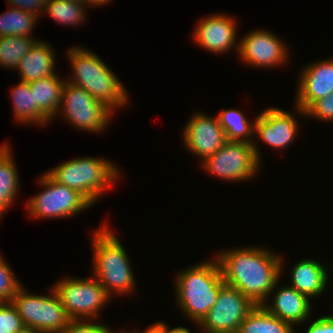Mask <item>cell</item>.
I'll use <instances>...</instances> for the list:
<instances>
[{"instance_id":"f1b7e54d","label":"cell","mask_w":333,"mask_h":333,"mask_svg":"<svg viewBox=\"0 0 333 333\" xmlns=\"http://www.w3.org/2000/svg\"><path fill=\"white\" fill-rule=\"evenodd\" d=\"M23 321L11 302L0 303V333H22Z\"/></svg>"},{"instance_id":"44dd1931","label":"cell","mask_w":333,"mask_h":333,"mask_svg":"<svg viewBox=\"0 0 333 333\" xmlns=\"http://www.w3.org/2000/svg\"><path fill=\"white\" fill-rule=\"evenodd\" d=\"M9 144L0 145V218L17 198L20 188L17 165Z\"/></svg>"},{"instance_id":"7a4b0ae2","label":"cell","mask_w":333,"mask_h":333,"mask_svg":"<svg viewBox=\"0 0 333 333\" xmlns=\"http://www.w3.org/2000/svg\"><path fill=\"white\" fill-rule=\"evenodd\" d=\"M67 52L73 72L68 82L82 87L112 111L128 104L126 88L97 54L80 47H72Z\"/></svg>"},{"instance_id":"7c38bea8","label":"cell","mask_w":333,"mask_h":333,"mask_svg":"<svg viewBox=\"0 0 333 333\" xmlns=\"http://www.w3.org/2000/svg\"><path fill=\"white\" fill-rule=\"evenodd\" d=\"M288 46L267 30L251 31L239 41L238 54L241 61L258 68L283 65L288 60Z\"/></svg>"},{"instance_id":"ffe728a7","label":"cell","mask_w":333,"mask_h":333,"mask_svg":"<svg viewBox=\"0 0 333 333\" xmlns=\"http://www.w3.org/2000/svg\"><path fill=\"white\" fill-rule=\"evenodd\" d=\"M291 284L299 293L305 294L310 299L323 294L328 285L329 274L324 265L314 259H304L291 268Z\"/></svg>"},{"instance_id":"603a6c76","label":"cell","mask_w":333,"mask_h":333,"mask_svg":"<svg viewBox=\"0 0 333 333\" xmlns=\"http://www.w3.org/2000/svg\"><path fill=\"white\" fill-rule=\"evenodd\" d=\"M217 118L223 128L227 141L246 142L253 144L254 121L250 122L242 112L237 109L222 110ZM252 137V138H251Z\"/></svg>"},{"instance_id":"52a82bcc","label":"cell","mask_w":333,"mask_h":333,"mask_svg":"<svg viewBox=\"0 0 333 333\" xmlns=\"http://www.w3.org/2000/svg\"><path fill=\"white\" fill-rule=\"evenodd\" d=\"M261 155L257 144L226 141L212 156L202 161L207 173L232 182L254 178L261 167Z\"/></svg>"},{"instance_id":"1f68e13d","label":"cell","mask_w":333,"mask_h":333,"mask_svg":"<svg viewBox=\"0 0 333 333\" xmlns=\"http://www.w3.org/2000/svg\"><path fill=\"white\" fill-rule=\"evenodd\" d=\"M6 2L11 7L31 12L39 17L44 11L47 0H6Z\"/></svg>"},{"instance_id":"7402d4cb","label":"cell","mask_w":333,"mask_h":333,"mask_svg":"<svg viewBox=\"0 0 333 333\" xmlns=\"http://www.w3.org/2000/svg\"><path fill=\"white\" fill-rule=\"evenodd\" d=\"M237 333H296L291 323L256 305L241 322Z\"/></svg>"},{"instance_id":"d6986e66","label":"cell","mask_w":333,"mask_h":333,"mask_svg":"<svg viewBox=\"0 0 333 333\" xmlns=\"http://www.w3.org/2000/svg\"><path fill=\"white\" fill-rule=\"evenodd\" d=\"M46 41L37 40L30 51L20 60L16 71H19L20 80L32 82L41 78L54 76L55 73V54L52 47Z\"/></svg>"},{"instance_id":"83f0119b","label":"cell","mask_w":333,"mask_h":333,"mask_svg":"<svg viewBox=\"0 0 333 333\" xmlns=\"http://www.w3.org/2000/svg\"><path fill=\"white\" fill-rule=\"evenodd\" d=\"M3 259V256L0 255V303H7L11 301L22 285L6 260Z\"/></svg>"},{"instance_id":"8fae6325","label":"cell","mask_w":333,"mask_h":333,"mask_svg":"<svg viewBox=\"0 0 333 333\" xmlns=\"http://www.w3.org/2000/svg\"><path fill=\"white\" fill-rule=\"evenodd\" d=\"M255 306L239 290L225 283L214 306L195 326L204 333H237L241 322Z\"/></svg>"},{"instance_id":"30bf717a","label":"cell","mask_w":333,"mask_h":333,"mask_svg":"<svg viewBox=\"0 0 333 333\" xmlns=\"http://www.w3.org/2000/svg\"><path fill=\"white\" fill-rule=\"evenodd\" d=\"M59 111L73 127L97 134L107 129L114 112L88 91L68 81L63 87Z\"/></svg>"},{"instance_id":"836d02e7","label":"cell","mask_w":333,"mask_h":333,"mask_svg":"<svg viewBox=\"0 0 333 333\" xmlns=\"http://www.w3.org/2000/svg\"><path fill=\"white\" fill-rule=\"evenodd\" d=\"M153 325L158 329L159 333H191L188 328L181 326L170 329L163 321L154 323Z\"/></svg>"},{"instance_id":"ba28073f","label":"cell","mask_w":333,"mask_h":333,"mask_svg":"<svg viewBox=\"0 0 333 333\" xmlns=\"http://www.w3.org/2000/svg\"><path fill=\"white\" fill-rule=\"evenodd\" d=\"M38 179L44 190L28 199L29 216L36 219L67 218L92 206L82 194L58 183L47 172Z\"/></svg>"},{"instance_id":"8d00e7d4","label":"cell","mask_w":333,"mask_h":333,"mask_svg":"<svg viewBox=\"0 0 333 333\" xmlns=\"http://www.w3.org/2000/svg\"><path fill=\"white\" fill-rule=\"evenodd\" d=\"M22 333H36L35 331H31V330H28V329H26L24 332H22Z\"/></svg>"},{"instance_id":"d6a6232c","label":"cell","mask_w":333,"mask_h":333,"mask_svg":"<svg viewBox=\"0 0 333 333\" xmlns=\"http://www.w3.org/2000/svg\"><path fill=\"white\" fill-rule=\"evenodd\" d=\"M306 333H333V316H321L312 321Z\"/></svg>"},{"instance_id":"e575fe53","label":"cell","mask_w":333,"mask_h":333,"mask_svg":"<svg viewBox=\"0 0 333 333\" xmlns=\"http://www.w3.org/2000/svg\"><path fill=\"white\" fill-rule=\"evenodd\" d=\"M111 0H85L86 5L88 4L89 6L92 5L91 7L94 6H100L101 5H106L110 2Z\"/></svg>"},{"instance_id":"9a60e30c","label":"cell","mask_w":333,"mask_h":333,"mask_svg":"<svg viewBox=\"0 0 333 333\" xmlns=\"http://www.w3.org/2000/svg\"><path fill=\"white\" fill-rule=\"evenodd\" d=\"M235 22L232 16L221 13L200 18L192 32V39L201 48L214 54L227 53L232 48L238 52L239 43H236L237 24Z\"/></svg>"},{"instance_id":"8992f818","label":"cell","mask_w":333,"mask_h":333,"mask_svg":"<svg viewBox=\"0 0 333 333\" xmlns=\"http://www.w3.org/2000/svg\"><path fill=\"white\" fill-rule=\"evenodd\" d=\"M50 293V296L29 294L22 285L13 296L10 302L26 329L37 333H60L71 321L53 287Z\"/></svg>"},{"instance_id":"e0dca14e","label":"cell","mask_w":333,"mask_h":333,"mask_svg":"<svg viewBox=\"0 0 333 333\" xmlns=\"http://www.w3.org/2000/svg\"><path fill=\"white\" fill-rule=\"evenodd\" d=\"M278 283L279 281L276 282L271 291L272 294L275 293L271 297L273 298L272 303L265 302L262 306L272 315L292 325L305 323L304 321L309 319L312 312L310 298L286 284L277 288Z\"/></svg>"},{"instance_id":"2e32d148","label":"cell","mask_w":333,"mask_h":333,"mask_svg":"<svg viewBox=\"0 0 333 333\" xmlns=\"http://www.w3.org/2000/svg\"><path fill=\"white\" fill-rule=\"evenodd\" d=\"M295 115L283 109L269 107L255 118L254 134L275 149L289 146L297 136Z\"/></svg>"},{"instance_id":"d4e9b609","label":"cell","mask_w":333,"mask_h":333,"mask_svg":"<svg viewBox=\"0 0 333 333\" xmlns=\"http://www.w3.org/2000/svg\"><path fill=\"white\" fill-rule=\"evenodd\" d=\"M85 7L77 0H47L43 13L63 25L77 26L86 18Z\"/></svg>"},{"instance_id":"277c9868","label":"cell","mask_w":333,"mask_h":333,"mask_svg":"<svg viewBox=\"0 0 333 333\" xmlns=\"http://www.w3.org/2000/svg\"><path fill=\"white\" fill-rule=\"evenodd\" d=\"M108 227L101 226L91 238L94 252L92 275L110 297L114 293L129 295L136 287L132 264L121 241Z\"/></svg>"},{"instance_id":"484cf974","label":"cell","mask_w":333,"mask_h":333,"mask_svg":"<svg viewBox=\"0 0 333 333\" xmlns=\"http://www.w3.org/2000/svg\"><path fill=\"white\" fill-rule=\"evenodd\" d=\"M36 41L35 37H0V66L16 69L22 57L30 51Z\"/></svg>"},{"instance_id":"4fadbf2b","label":"cell","mask_w":333,"mask_h":333,"mask_svg":"<svg viewBox=\"0 0 333 333\" xmlns=\"http://www.w3.org/2000/svg\"><path fill=\"white\" fill-rule=\"evenodd\" d=\"M196 113L181 133L185 147L202 162L212 156L227 140L217 117H210L204 112Z\"/></svg>"},{"instance_id":"4316f807","label":"cell","mask_w":333,"mask_h":333,"mask_svg":"<svg viewBox=\"0 0 333 333\" xmlns=\"http://www.w3.org/2000/svg\"><path fill=\"white\" fill-rule=\"evenodd\" d=\"M14 87V88H13ZM11 89L14 117L19 123L34 124V97L29 83L20 81Z\"/></svg>"},{"instance_id":"5bb4252c","label":"cell","mask_w":333,"mask_h":333,"mask_svg":"<svg viewBox=\"0 0 333 333\" xmlns=\"http://www.w3.org/2000/svg\"><path fill=\"white\" fill-rule=\"evenodd\" d=\"M301 71L294 106L295 113L306 116L305 111L318 99L333 93V59L308 64Z\"/></svg>"},{"instance_id":"9c48e42d","label":"cell","mask_w":333,"mask_h":333,"mask_svg":"<svg viewBox=\"0 0 333 333\" xmlns=\"http://www.w3.org/2000/svg\"><path fill=\"white\" fill-rule=\"evenodd\" d=\"M90 277L67 276L53 286L71 320H96L104 305L111 301L99 281Z\"/></svg>"},{"instance_id":"5b68a950","label":"cell","mask_w":333,"mask_h":333,"mask_svg":"<svg viewBox=\"0 0 333 333\" xmlns=\"http://www.w3.org/2000/svg\"><path fill=\"white\" fill-rule=\"evenodd\" d=\"M47 173L58 183L82 194L92 205L120 178L114 162L94 156L68 160Z\"/></svg>"},{"instance_id":"6da1fadb","label":"cell","mask_w":333,"mask_h":333,"mask_svg":"<svg viewBox=\"0 0 333 333\" xmlns=\"http://www.w3.org/2000/svg\"><path fill=\"white\" fill-rule=\"evenodd\" d=\"M242 247L217 253L215 258L224 282L235 287L253 304L268 302L276 282L280 280L283 260L263 247Z\"/></svg>"},{"instance_id":"d590c367","label":"cell","mask_w":333,"mask_h":333,"mask_svg":"<svg viewBox=\"0 0 333 333\" xmlns=\"http://www.w3.org/2000/svg\"><path fill=\"white\" fill-rule=\"evenodd\" d=\"M125 333H159L158 329L154 326V325H150L148 328H146V330H144L143 332H137L135 331H131V332H126Z\"/></svg>"},{"instance_id":"4dcf8cb0","label":"cell","mask_w":333,"mask_h":333,"mask_svg":"<svg viewBox=\"0 0 333 333\" xmlns=\"http://www.w3.org/2000/svg\"><path fill=\"white\" fill-rule=\"evenodd\" d=\"M307 117L333 121V93L315 101L306 111Z\"/></svg>"},{"instance_id":"ac0fdd59","label":"cell","mask_w":333,"mask_h":333,"mask_svg":"<svg viewBox=\"0 0 333 333\" xmlns=\"http://www.w3.org/2000/svg\"><path fill=\"white\" fill-rule=\"evenodd\" d=\"M65 82L58 74L29 82L34 97V125L45 126L59 115Z\"/></svg>"},{"instance_id":"f546056e","label":"cell","mask_w":333,"mask_h":333,"mask_svg":"<svg viewBox=\"0 0 333 333\" xmlns=\"http://www.w3.org/2000/svg\"><path fill=\"white\" fill-rule=\"evenodd\" d=\"M71 320L60 333H114L107 325L95 323L93 320ZM93 322V323H92Z\"/></svg>"},{"instance_id":"cb8c5ba5","label":"cell","mask_w":333,"mask_h":333,"mask_svg":"<svg viewBox=\"0 0 333 333\" xmlns=\"http://www.w3.org/2000/svg\"><path fill=\"white\" fill-rule=\"evenodd\" d=\"M10 10L0 15V37L22 36L33 37L32 30L40 18L18 8L9 7Z\"/></svg>"},{"instance_id":"3957f363","label":"cell","mask_w":333,"mask_h":333,"mask_svg":"<svg viewBox=\"0 0 333 333\" xmlns=\"http://www.w3.org/2000/svg\"><path fill=\"white\" fill-rule=\"evenodd\" d=\"M178 273L174 282L177 306L193 323H200L225 284L218 261H201Z\"/></svg>"}]
</instances>
